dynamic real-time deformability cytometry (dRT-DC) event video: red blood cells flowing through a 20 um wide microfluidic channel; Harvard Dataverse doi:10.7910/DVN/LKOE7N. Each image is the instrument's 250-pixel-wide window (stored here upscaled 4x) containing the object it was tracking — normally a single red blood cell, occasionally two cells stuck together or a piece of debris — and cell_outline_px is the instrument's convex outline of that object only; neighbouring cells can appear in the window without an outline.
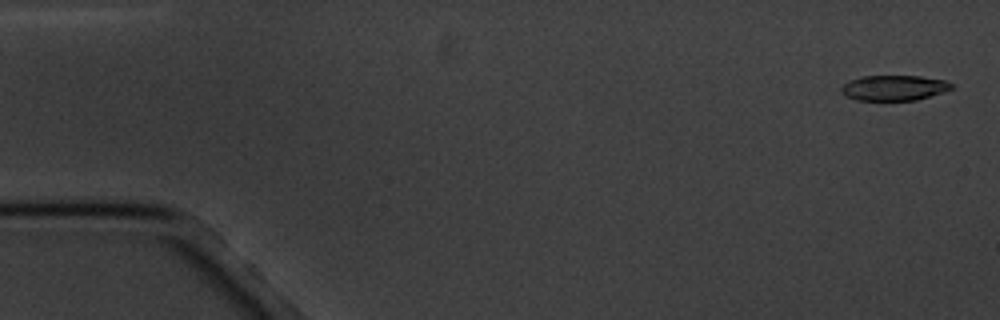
{"species": "common noctule bat (a hibernating species)", "species_latin": "Nyctalus noctula", "temperature_condition": "cold", "stored_images_in_passage": 7, "camera_frame_rate_fps": 3000, "um_per_image_px": 0.085, "animal": {"sex": "male", "body_mass_g": 20.1, "forearm_length_mm": 53.5}, "frame": {"image": 1, "passage_image": 1, "time_ms": 0.0, "image_size_px": [1000, 320], "cell_outline_px": [[952, 88], [916, 100], [856, 100], [844, 96], [840, 92], [840, 88], [848, 80], [864, 76], [920, 76], [944, 80], [952, 84]], "centroid_in_image_um": [75.9, 7.46], "position_along_channel_um": 9.1, "area_um2": 16.13}}
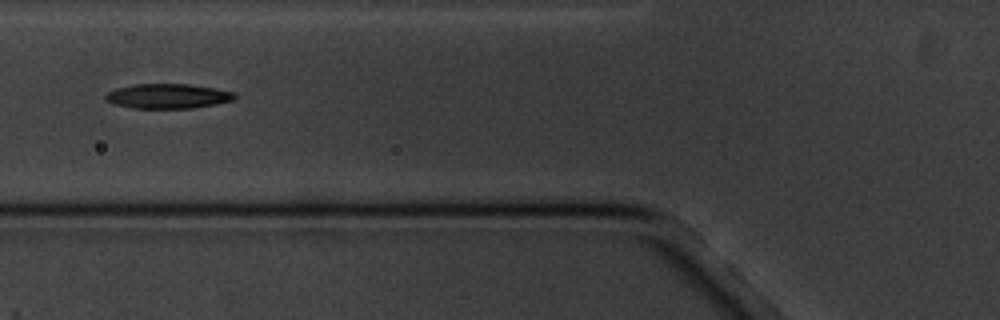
{"frame": {"image": 2, "passage_image": 6, "time_ms": 6.667, "image_size_px": [1000, 320], "cell_outline_px": [[236, 96], [232, 100], [192, 108], [132, 108], [116, 104], [108, 100], [104, 96], [108, 92], [116, 88], [136, 84], [188, 84], [212, 88], [232, 92]], "centroid_in_image_um": [14.22, 8.17], "position_along_channel_um": 111.6, "area_um2": 18.15}}
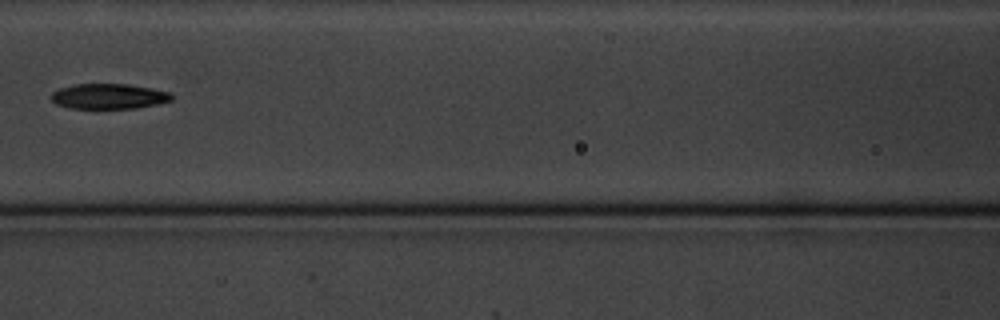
{"frame": {"image": 3, "passage_image": 7, "time_ms": 8.0, "image_size_px": [1000, 320], "cell_outline_px": [[172, 100], [156, 104], [136, 108], [68, 108], [56, 104], [52, 100], [52, 92], [60, 88], [72, 84], [128, 84], [168, 92], [172, 96]], "centroid_in_image_um": [9.2, 8.18], "position_along_channel_um": 157.4, "area_um2": 17.51}}